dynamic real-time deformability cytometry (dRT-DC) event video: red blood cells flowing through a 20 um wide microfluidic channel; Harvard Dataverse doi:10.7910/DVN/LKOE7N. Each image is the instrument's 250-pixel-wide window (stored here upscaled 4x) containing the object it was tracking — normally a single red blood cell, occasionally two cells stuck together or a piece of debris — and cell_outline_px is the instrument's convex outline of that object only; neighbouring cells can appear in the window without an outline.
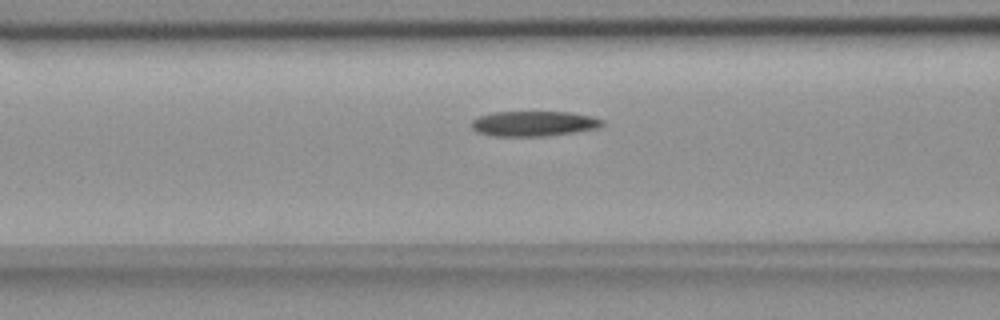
{"species": "common noctule bat (a hibernating species)", "species_latin": "Nyctalus noctula", "temperature_condition": "room temperature", "stored_images_in_passage": 36, "camera_frame_rate_fps": 3000, "um_per_image_px": 0.085, "animal": {"sex": "female", "body_mass_g": 18.4}, "frame": {"image": 1, "passage_image": 11, "time_ms": 3.333, "image_size_px": [1000, 320], "cell_outline_px": [[604, 124], [596, 128], [576, 132], [544, 136], [492, 136], [476, 132], [472, 128], [472, 120], [480, 116], [492, 112], [572, 112], [592, 116], [604, 120]], "centroid_in_image_um": [45.37, 10.5], "position_along_channel_um": 121.2, "area_um2": 19.25}}
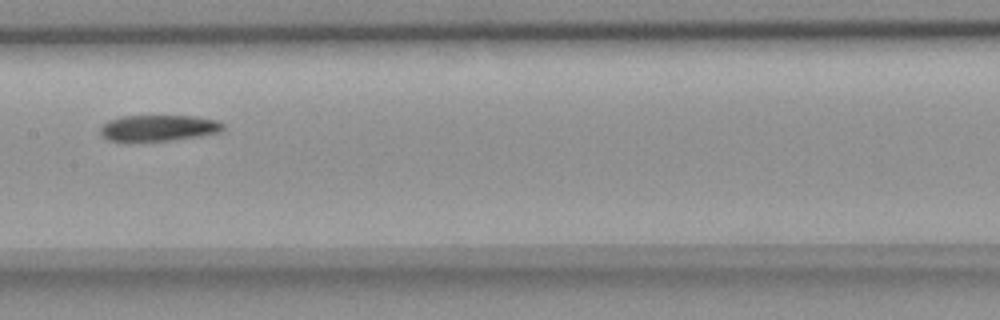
{"frame": {"image": 2, "passage_image": 17, "time_ms": 5.333, "image_size_px": [1000, 320], "cell_outline_px": [[224, 128], [220, 132], [200, 136], [172, 140], [108, 140], [100, 136], [100, 128], [108, 120], [120, 116], [192, 116], [216, 120], [224, 124]], "centroid_in_image_um": [13.47, 10.87], "position_along_channel_um": 193.9, "area_um2": 18.5}}
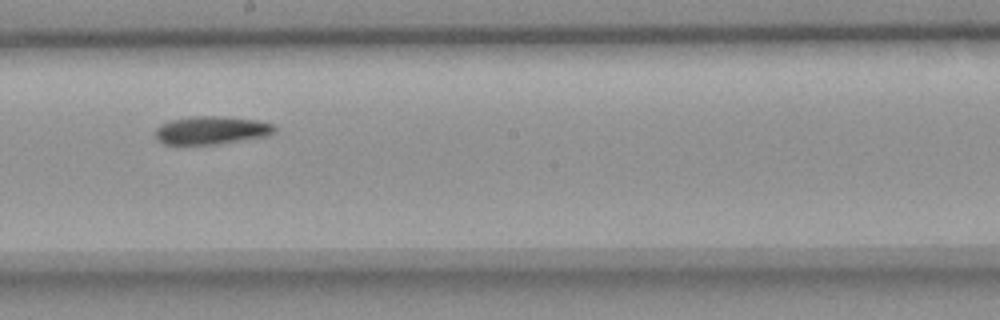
{"frame": {"image": 3, "passage_image": 20, "time_ms": 6.333, "image_size_px": [1000, 320], "cell_outline_px": [[276, 132], [268, 136], [216, 144], [164, 144], [156, 140], [156, 128], [160, 124], [168, 120], [188, 116], [220, 116], [256, 120], [272, 124], [276, 128]], "centroid_in_image_um": [17.94, 11.06], "position_along_channel_um": 230.3, "area_um2": 19.65}}